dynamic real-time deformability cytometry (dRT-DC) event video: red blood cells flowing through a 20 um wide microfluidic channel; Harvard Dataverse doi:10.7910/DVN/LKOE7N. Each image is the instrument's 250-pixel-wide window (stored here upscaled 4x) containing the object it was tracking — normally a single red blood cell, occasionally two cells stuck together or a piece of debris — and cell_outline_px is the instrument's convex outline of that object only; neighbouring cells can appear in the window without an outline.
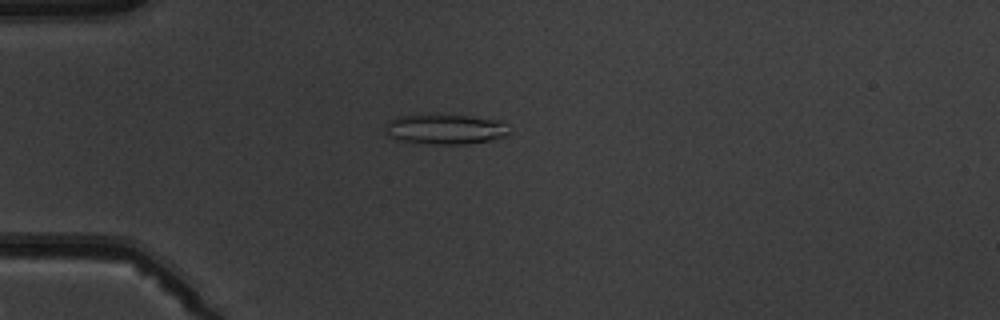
{"species": "common noctule bat (a hibernating species)", "species_latin": "Nyctalus noctula", "temperature_condition": "warm", "stored_images_in_passage": 8, "camera_frame_rate_fps": 3000, "um_per_image_px": 0.085, "animal": {"sex": "male", "body_mass_g": 19.5, "forearm_length_mm": 54.6}, "frame": {"image": 1, "passage_image": 5, "time_ms": 4.333, "image_size_px": [1000, 320], "cell_outline_px": [[512, 132], [508, 136], [468, 144], [432, 144], [396, 140], [388, 136], [388, 120], [396, 116], [468, 116], [500, 120], [508, 124]], "centroid_in_image_um": [37.94, 11.0], "position_along_channel_um": 47.1, "area_um2": 21.5}}
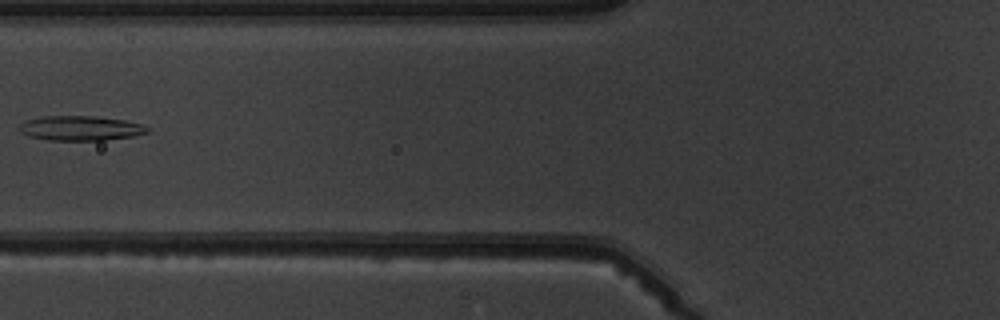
{"frame": {"image": 2, "passage_image": 7, "time_ms": 6.667, "image_size_px": [1000, 320], "cell_outline_px": [[148, 132], [132, 136], [104, 140], [48, 140], [28, 136], [20, 132], [20, 124], [24, 120], [40, 116], [92, 116], [124, 120], [140, 124], [148, 128]], "centroid_in_image_um": [6.77, 10.89], "position_along_channel_um": 119.0, "area_um2": 18.32}}
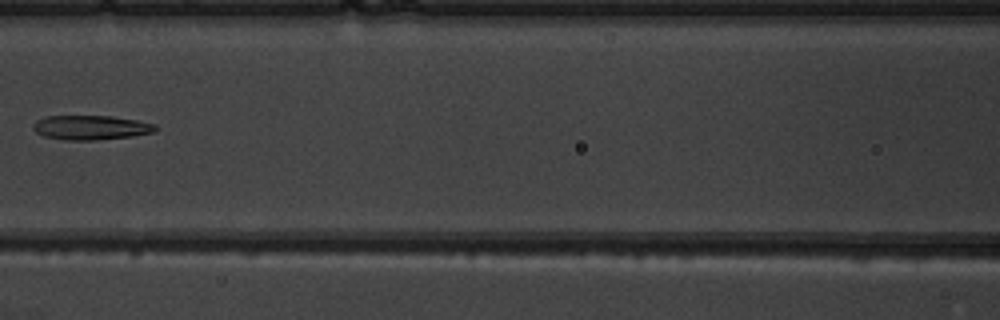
{"frame": {"image": 3, "passage_image": 8, "time_ms": 7.667, "image_size_px": [1000, 320], "cell_outline_px": [[156, 132], [132, 136], [96, 140], [64, 140], [44, 136], [36, 132], [32, 128], [32, 124], [36, 120], [44, 116], [112, 116], [136, 120], [156, 124]], "centroid_in_image_um": [7.7, 10.84], "position_along_channel_um": 158.9, "area_um2": 17.51}}